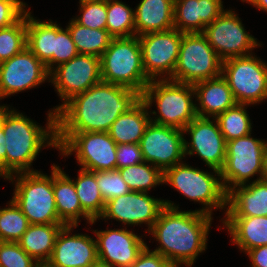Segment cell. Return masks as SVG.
<instances>
[{"label":"cell","instance_id":"cell-29","mask_svg":"<svg viewBox=\"0 0 267 267\" xmlns=\"http://www.w3.org/2000/svg\"><path fill=\"white\" fill-rule=\"evenodd\" d=\"M26 11L27 48L45 65L53 56L54 21H41Z\"/></svg>","mask_w":267,"mask_h":267},{"label":"cell","instance_id":"cell-18","mask_svg":"<svg viewBox=\"0 0 267 267\" xmlns=\"http://www.w3.org/2000/svg\"><path fill=\"white\" fill-rule=\"evenodd\" d=\"M49 82L45 65L26 47L0 63V100Z\"/></svg>","mask_w":267,"mask_h":267},{"label":"cell","instance_id":"cell-36","mask_svg":"<svg viewBox=\"0 0 267 267\" xmlns=\"http://www.w3.org/2000/svg\"><path fill=\"white\" fill-rule=\"evenodd\" d=\"M26 45V13L13 25L0 29V63L21 53Z\"/></svg>","mask_w":267,"mask_h":267},{"label":"cell","instance_id":"cell-49","mask_svg":"<svg viewBox=\"0 0 267 267\" xmlns=\"http://www.w3.org/2000/svg\"><path fill=\"white\" fill-rule=\"evenodd\" d=\"M91 267H115V266L108 264V263H104L100 260H97Z\"/></svg>","mask_w":267,"mask_h":267},{"label":"cell","instance_id":"cell-16","mask_svg":"<svg viewBox=\"0 0 267 267\" xmlns=\"http://www.w3.org/2000/svg\"><path fill=\"white\" fill-rule=\"evenodd\" d=\"M184 136L183 130L150 122L139 143L144 161L163 172L182 163L187 157Z\"/></svg>","mask_w":267,"mask_h":267},{"label":"cell","instance_id":"cell-21","mask_svg":"<svg viewBox=\"0 0 267 267\" xmlns=\"http://www.w3.org/2000/svg\"><path fill=\"white\" fill-rule=\"evenodd\" d=\"M222 0H174V29L202 33L225 10Z\"/></svg>","mask_w":267,"mask_h":267},{"label":"cell","instance_id":"cell-2","mask_svg":"<svg viewBox=\"0 0 267 267\" xmlns=\"http://www.w3.org/2000/svg\"><path fill=\"white\" fill-rule=\"evenodd\" d=\"M165 207L149 230L159 245L152 250L169 260L176 267L194 265L197 257L207 249L212 216L188 210L180 211L179 205L164 200Z\"/></svg>","mask_w":267,"mask_h":267},{"label":"cell","instance_id":"cell-50","mask_svg":"<svg viewBox=\"0 0 267 267\" xmlns=\"http://www.w3.org/2000/svg\"><path fill=\"white\" fill-rule=\"evenodd\" d=\"M90 1H104V2H107L109 0H90Z\"/></svg>","mask_w":267,"mask_h":267},{"label":"cell","instance_id":"cell-44","mask_svg":"<svg viewBox=\"0 0 267 267\" xmlns=\"http://www.w3.org/2000/svg\"><path fill=\"white\" fill-rule=\"evenodd\" d=\"M245 254L251 261V267H267V245L247 250Z\"/></svg>","mask_w":267,"mask_h":267},{"label":"cell","instance_id":"cell-23","mask_svg":"<svg viewBox=\"0 0 267 267\" xmlns=\"http://www.w3.org/2000/svg\"><path fill=\"white\" fill-rule=\"evenodd\" d=\"M193 87L199 117L216 118L237 104L228 82L222 75L197 82Z\"/></svg>","mask_w":267,"mask_h":267},{"label":"cell","instance_id":"cell-34","mask_svg":"<svg viewBox=\"0 0 267 267\" xmlns=\"http://www.w3.org/2000/svg\"><path fill=\"white\" fill-rule=\"evenodd\" d=\"M106 30L114 38L135 36L134 9L120 0L107 1Z\"/></svg>","mask_w":267,"mask_h":267},{"label":"cell","instance_id":"cell-13","mask_svg":"<svg viewBox=\"0 0 267 267\" xmlns=\"http://www.w3.org/2000/svg\"><path fill=\"white\" fill-rule=\"evenodd\" d=\"M101 81L98 56L78 54L68 62L58 65L49 73V82L53 84L62 103L52 110L56 113L68 100Z\"/></svg>","mask_w":267,"mask_h":267},{"label":"cell","instance_id":"cell-39","mask_svg":"<svg viewBox=\"0 0 267 267\" xmlns=\"http://www.w3.org/2000/svg\"><path fill=\"white\" fill-rule=\"evenodd\" d=\"M96 181L105 202L130 192L119 169L94 171Z\"/></svg>","mask_w":267,"mask_h":267},{"label":"cell","instance_id":"cell-46","mask_svg":"<svg viewBox=\"0 0 267 267\" xmlns=\"http://www.w3.org/2000/svg\"><path fill=\"white\" fill-rule=\"evenodd\" d=\"M10 105H6V104H3L1 105L0 104V130L3 129V126H4V122L8 116V114L14 109V108H11L12 106Z\"/></svg>","mask_w":267,"mask_h":267},{"label":"cell","instance_id":"cell-5","mask_svg":"<svg viewBox=\"0 0 267 267\" xmlns=\"http://www.w3.org/2000/svg\"><path fill=\"white\" fill-rule=\"evenodd\" d=\"M211 171L194 168L183 161L164 171L163 184H169L186 199L201 203L202 209L197 211L212 216L213 209L226 212L228 193L222 183L220 171Z\"/></svg>","mask_w":267,"mask_h":267},{"label":"cell","instance_id":"cell-37","mask_svg":"<svg viewBox=\"0 0 267 267\" xmlns=\"http://www.w3.org/2000/svg\"><path fill=\"white\" fill-rule=\"evenodd\" d=\"M76 45L74 44L71 34L66 27L65 29L54 22V51L52 58L45 64L47 71L50 73L58 65L68 62L78 55Z\"/></svg>","mask_w":267,"mask_h":267},{"label":"cell","instance_id":"cell-41","mask_svg":"<svg viewBox=\"0 0 267 267\" xmlns=\"http://www.w3.org/2000/svg\"><path fill=\"white\" fill-rule=\"evenodd\" d=\"M24 1H0V29L16 23L28 10Z\"/></svg>","mask_w":267,"mask_h":267},{"label":"cell","instance_id":"cell-4","mask_svg":"<svg viewBox=\"0 0 267 267\" xmlns=\"http://www.w3.org/2000/svg\"><path fill=\"white\" fill-rule=\"evenodd\" d=\"M192 84L179 83L169 79L151 80L144 89L141 99L149 110L151 122L183 130L195 117L196 101ZM155 103L157 112L151 111Z\"/></svg>","mask_w":267,"mask_h":267},{"label":"cell","instance_id":"cell-15","mask_svg":"<svg viewBox=\"0 0 267 267\" xmlns=\"http://www.w3.org/2000/svg\"><path fill=\"white\" fill-rule=\"evenodd\" d=\"M164 207V199L151 197L149 193L130 191L105 202L102 215L99 219H94L90 225L97 220L103 219L106 222V220L114 219L128 227L147 225L145 232L148 233Z\"/></svg>","mask_w":267,"mask_h":267},{"label":"cell","instance_id":"cell-35","mask_svg":"<svg viewBox=\"0 0 267 267\" xmlns=\"http://www.w3.org/2000/svg\"><path fill=\"white\" fill-rule=\"evenodd\" d=\"M7 204L0 208V241L18 242L30 223L12 199Z\"/></svg>","mask_w":267,"mask_h":267},{"label":"cell","instance_id":"cell-9","mask_svg":"<svg viewBox=\"0 0 267 267\" xmlns=\"http://www.w3.org/2000/svg\"><path fill=\"white\" fill-rule=\"evenodd\" d=\"M223 60L202 33H183L175 71L169 80L195 84L222 75Z\"/></svg>","mask_w":267,"mask_h":267},{"label":"cell","instance_id":"cell-1","mask_svg":"<svg viewBox=\"0 0 267 267\" xmlns=\"http://www.w3.org/2000/svg\"><path fill=\"white\" fill-rule=\"evenodd\" d=\"M140 99L134 90L101 81L56 112V132H108L113 122Z\"/></svg>","mask_w":267,"mask_h":267},{"label":"cell","instance_id":"cell-8","mask_svg":"<svg viewBox=\"0 0 267 267\" xmlns=\"http://www.w3.org/2000/svg\"><path fill=\"white\" fill-rule=\"evenodd\" d=\"M63 158L75 154L78 165L88 171L117 169V143L108 132H56Z\"/></svg>","mask_w":267,"mask_h":267},{"label":"cell","instance_id":"cell-42","mask_svg":"<svg viewBox=\"0 0 267 267\" xmlns=\"http://www.w3.org/2000/svg\"><path fill=\"white\" fill-rule=\"evenodd\" d=\"M116 157L117 169L144 162L140 145L134 143L117 144Z\"/></svg>","mask_w":267,"mask_h":267},{"label":"cell","instance_id":"cell-14","mask_svg":"<svg viewBox=\"0 0 267 267\" xmlns=\"http://www.w3.org/2000/svg\"><path fill=\"white\" fill-rule=\"evenodd\" d=\"M182 35V32L173 28L138 37L143 68L150 80H165L172 77L179 56Z\"/></svg>","mask_w":267,"mask_h":267},{"label":"cell","instance_id":"cell-43","mask_svg":"<svg viewBox=\"0 0 267 267\" xmlns=\"http://www.w3.org/2000/svg\"><path fill=\"white\" fill-rule=\"evenodd\" d=\"M130 267H176L165 257L151 251L147 245Z\"/></svg>","mask_w":267,"mask_h":267},{"label":"cell","instance_id":"cell-38","mask_svg":"<svg viewBox=\"0 0 267 267\" xmlns=\"http://www.w3.org/2000/svg\"><path fill=\"white\" fill-rule=\"evenodd\" d=\"M79 15L73 19L81 26L91 29H106L107 2L79 0Z\"/></svg>","mask_w":267,"mask_h":267},{"label":"cell","instance_id":"cell-6","mask_svg":"<svg viewBox=\"0 0 267 267\" xmlns=\"http://www.w3.org/2000/svg\"><path fill=\"white\" fill-rule=\"evenodd\" d=\"M101 80L123 86L140 95L151 81L142 64L138 36L113 38L100 57Z\"/></svg>","mask_w":267,"mask_h":267},{"label":"cell","instance_id":"cell-31","mask_svg":"<svg viewBox=\"0 0 267 267\" xmlns=\"http://www.w3.org/2000/svg\"><path fill=\"white\" fill-rule=\"evenodd\" d=\"M82 210L92 219H99L105 207V201L98 188L96 176L92 171L79 169L73 180Z\"/></svg>","mask_w":267,"mask_h":267},{"label":"cell","instance_id":"cell-27","mask_svg":"<svg viewBox=\"0 0 267 267\" xmlns=\"http://www.w3.org/2000/svg\"><path fill=\"white\" fill-rule=\"evenodd\" d=\"M150 122L149 109L145 102L140 99L113 122L108 133L117 144H139Z\"/></svg>","mask_w":267,"mask_h":267},{"label":"cell","instance_id":"cell-40","mask_svg":"<svg viewBox=\"0 0 267 267\" xmlns=\"http://www.w3.org/2000/svg\"><path fill=\"white\" fill-rule=\"evenodd\" d=\"M0 267H42L18 242L0 241Z\"/></svg>","mask_w":267,"mask_h":267},{"label":"cell","instance_id":"cell-45","mask_svg":"<svg viewBox=\"0 0 267 267\" xmlns=\"http://www.w3.org/2000/svg\"><path fill=\"white\" fill-rule=\"evenodd\" d=\"M0 177L6 179V143L3 129L0 130Z\"/></svg>","mask_w":267,"mask_h":267},{"label":"cell","instance_id":"cell-25","mask_svg":"<svg viewBox=\"0 0 267 267\" xmlns=\"http://www.w3.org/2000/svg\"><path fill=\"white\" fill-rule=\"evenodd\" d=\"M135 36L174 28V0H141L134 9Z\"/></svg>","mask_w":267,"mask_h":267},{"label":"cell","instance_id":"cell-24","mask_svg":"<svg viewBox=\"0 0 267 267\" xmlns=\"http://www.w3.org/2000/svg\"><path fill=\"white\" fill-rule=\"evenodd\" d=\"M53 193L59 220L64 225H80V218L90 224L93 220L82 210L73 179L53 164Z\"/></svg>","mask_w":267,"mask_h":267},{"label":"cell","instance_id":"cell-32","mask_svg":"<svg viewBox=\"0 0 267 267\" xmlns=\"http://www.w3.org/2000/svg\"><path fill=\"white\" fill-rule=\"evenodd\" d=\"M130 191L148 193L163 184L164 172L148 162H142L119 169Z\"/></svg>","mask_w":267,"mask_h":267},{"label":"cell","instance_id":"cell-3","mask_svg":"<svg viewBox=\"0 0 267 267\" xmlns=\"http://www.w3.org/2000/svg\"><path fill=\"white\" fill-rule=\"evenodd\" d=\"M46 127L13 109L7 116L3 132L6 143V178L21 172H36L33 161L43 148L58 149L56 141V113H47Z\"/></svg>","mask_w":267,"mask_h":267},{"label":"cell","instance_id":"cell-26","mask_svg":"<svg viewBox=\"0 0 267 267\" xmlns=\"http://www.w3.org/2000/svg\"><path fill=\"white\" fill-rule=\"evenodd\" d=\"M220 221L241 252L267 245V216L223 217Z\"/></svg>","mask_w":267,"mask_h":267},{"label":"cell","instance_id":"cell-28","mask_svg":"<svg viewBox=\"0 0 267 267\" xmlns=\"http://www.w3.org/2000/svg\"><path fill=\"white\" fill-rule=\"evenodd\" d=\"M63 226L64 224H30L18 243L44 267L52 255L56 237Z\"/></svg>","mask_w":267,"mask_h":267},{"label":"cell","instance_id":"cell-19","mask_svg":"<svg viewBox=\"0 0 267 267\" xmlns=\"http://www.w3.org/2000/svg\"><path fill=\"white\" fill-rule=\"evenodd\" d=\"M78 225H64L59 231L52 255L44 267H91L97 260L96 238L72 234Z\"/></svg>","mask_w":267,"mask_h":267},{"label":"cell","instance_id":"cell-47","mask_svg":"<svg viewBox=\"0 0 267 267\" xmlns=\"http://www.w3.org/2000/svg\"><path fill=\"white\" fill-rule=\"evenodd\" d=\"M244 2L252 5V7H256L257 10L267 13V0H245Z\"/></svg>","mask_w":267,"mask_h":267},{"label":"cell","instance_id":"cell-30","mask_svg":"<svg viewBox=\"0 0 267 267\" xmlns=\"http://www.w3.org/2000/svg\"><path fill=\"white\" fill-rule=\"evenodd\" d=\"M79 54L101 57L114 38L106 29L81 26L73 18L66 26Z\"/></svg>","mask_w":267,"mask_h":267},{"label":"cell","instance_id":"cell-48","mask_svg":"<svg viewBox=\"0 0 267 267\" xmlns=\"http://www.w3.org/2000/svg\"><path fill=\"white\" fill-rule=\"evenodd\" d=\"M261 180L267 181V145L263 153Z\"/></svg>","mask_w":267,"mask_h":267},{"label":"cell","instance_id":"cell-33","mask_svg":"<svg viewBox=\"0 0 267 267\" xmlns=\"http://www.w3.org/2000/svg\"><path fill=\"white\" fill-rule=\"evenodd\" d=\"M248 104H236L215 119L226 142L252 133V122L247 113Z\"/></svg>","mask_w":267,"mask_h":267},{"label":"cell","instance_id":"cell-17","mask_svg":"<svg viewBox=\"0 0 267 267\" xmlns=\"http://www.w3.org/2000/svg\"><path fill=\"white\" fill-rule=\"evenodd\" d=\"M185 156L198 155L210 169L221 171L226 160L227 142L215 118L195 117L184 129Z\"/></svg>","mask_w":267,"mask_h":267},{"label":"cell","instance_id":"cell-11","mask_svg":"<svg viewBox=\"0 0 267 267\" xmlns=\"http://www.w3.org/2000/svg\"><path fill=\"white\" fill-rule=\"evenodd\" d=\"M251 134L227 142L226 160L220 171L227 193L234 187L251 183L250 179L256 175L257 180L261 179L267 140L254 138Z\"/></svg>","mask_w":267,"mask_h":267},{"label":"cell","instance_id":"cell-20","mask_svg":"<svg viewBox=\"0 0 267 267\" xmlns=\"http://www.w3.org/2000/svg\"><path fill=\"white\" fill-rule=\"evenodd\" d=\"M97 242L98 260L115 267H130L147 246L134 230L119 229L93 230Z\"/></svg>","mask_w":267,"mask_h":267},{"label":"cell","instance_id":"cell-12","mask_svg":"<svg viewBox=\"0 0 267 267\" xmlns=\"http://www.w3.org/2000/svg\"><path fill=\"white\" fill-rule=\"evenodd\" d=\"M239 14L228 9L207 25L202 34L222 60L232 57L247 56L262 44L249 34Z\"/></svg>","mask_w":267,"mask_h":267},{"label":"cell","instance_id":"cell-10","mask_svg":"<svg viewBox=\"0 0 267 267\" xmlns=\"http://www.w3.org/2000/svg\"><path fill=\"white\" fill-rule=\"evenodd\" d=\"M222 76L237 104L255 105L267 99V63L254 52L223 60Z\"/></svg>","mask_w":267,"mask_h":267},{"label":"cell","instance_id":"cell-51","mask_svg":"<svg viewBox=\"0 0 267 267\" xmlns=\"http://www.w3.org/2000/svg\"><path fill=\"white\" fill-rule=\"evenodd\" d=\"M0 1H21V0H0Z\"/></svg>","mask_w":267,"mask_h":267},{"label":"cell","instance_id":"cell-22","mask_svg":"<svg viewBox=\"0 0 267 267\" xmlns=\"http://www.w3.org/2000/svg\"><path fill=\"white\" fill-rule=\"evenodd\" d=\"M225 217L267 216V181L254 179L227 194Z\"/></svg>","mask_w":267,"mask_h":267},{"label":"cell","instance_id":"cell-7","mask_svg":"<svg viewBox=\"0 0 267 267\" xmlns=\"http://www.w3.org/2000/svg\"><path fill=\"white\" fill-rule=\"evenodd\" d=\"M51 167V175L36 171L6 178L14 184L12 200L30 224H63L58 217L53 193V164Z\"/></svg>","mask_w":267,"mask_h":267}]
</instances>
